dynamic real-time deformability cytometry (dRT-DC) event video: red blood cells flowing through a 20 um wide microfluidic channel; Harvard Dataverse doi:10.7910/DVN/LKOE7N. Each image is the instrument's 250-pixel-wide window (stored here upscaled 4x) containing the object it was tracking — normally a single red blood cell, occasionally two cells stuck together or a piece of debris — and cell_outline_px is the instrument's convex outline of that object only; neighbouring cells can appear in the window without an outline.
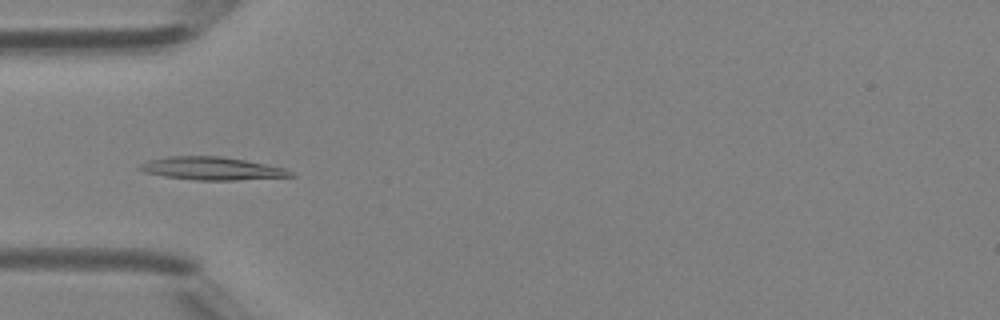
{"species": "Egyptian fruit bat (a non-hibernating species)", "species_latin": "Rousettus aegyptiacus", "temperature_condition": "room temperature", "stored_images_in_passage": 34, "camera_frame_rate_fps": 3000, "um_per_image_px": 0.085, "animal": {"sex": "female"}, "frame": {"image": 1, "passage_image": 2, "time_ms": 0.333, "image_size_px": [1000, 320], "cell_outline_px": [[296, 176], [236, 180], [196, 180], [164, 176], [144, 172], [136, 168], [140, 164], [148, 160], [168, 156], [220, 156], [244, 160], [284, 168], [292, 172]], "centroid_in_image_um": [17.96, 14.32], "position_along_channel_um": 67.0, "area_um2": 20.06}}
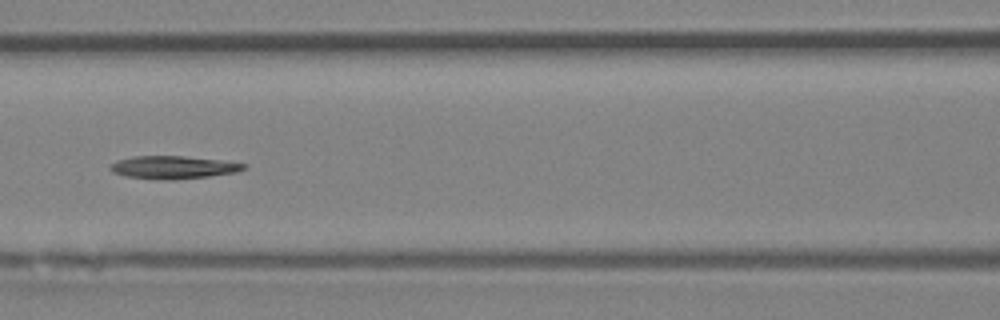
{"frame": {"image": 2, "passage_image": 8, "time_ms": 2.333, "image_size_px": [1000, 320], "cell_outline_px": [[248, 164], [244, 168], [236, 172], [208, 176], [172, 180], [168, 180], [124, 176], [112, 172], [108, 168], [116, 160], [132, 156], [184, 156]], "centroid_in_image_um": [14.66, 14.22], "position_along_channel_um": 151.9, "area_um2": 17.57}}
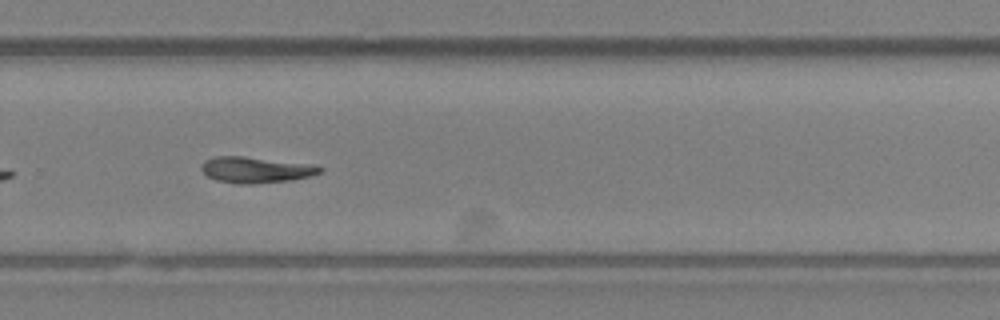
{"frame": {"image": 3, "passage_image": 19, "time_ms": 6.0, "image_size_px": [1000, 320], "cell_outline_px": [[324, 168], [320, 172], [312, 176], [288, 180], [256, 184], [236, 184], [216, 180], [208, 176], [200, 168], [204, 160], [216, 156], [244, 156], [316, 164]], "centroid_in_image_um": [21.77, 14.43], "position_along_channel_um": 308.0, "area_um2": 18.21}, "authors_computed_cell_mechanics": {"area_um2": 17.4556, "velocity_mm_per_s": 4.2835, "shape_relaxation_time_tau1_ms": 5.9534, "shape_relaxation_time_tau2_ms": null, "deformation_change_tau1": 0.1934, "deformation_change_tau2": null}}